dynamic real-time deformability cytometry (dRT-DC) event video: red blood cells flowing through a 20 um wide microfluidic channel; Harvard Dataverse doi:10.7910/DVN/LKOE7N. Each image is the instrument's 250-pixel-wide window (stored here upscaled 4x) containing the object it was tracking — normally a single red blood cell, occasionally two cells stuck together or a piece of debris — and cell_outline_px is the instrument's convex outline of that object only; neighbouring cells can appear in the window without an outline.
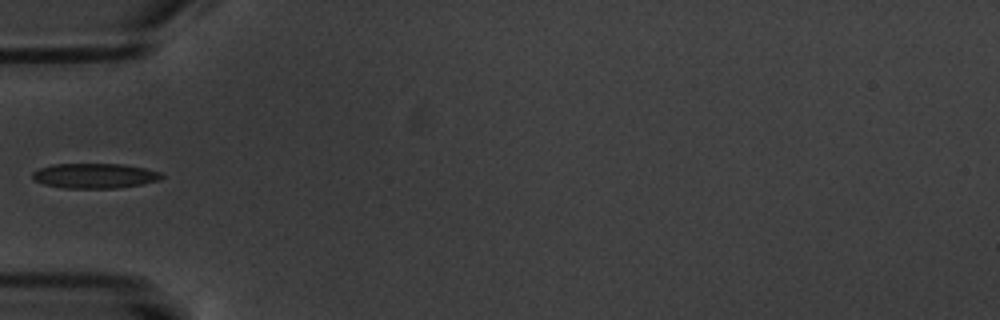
{"species": "common noctule bat (a hibernating species)", "species_latin": "Nyctalus noctula", "temperature_condition": "warm", "stored_images_in_passage": 5, "camera_frame_rate_fps": 3000, "um_per_image_px": 0.085, "animal": {"sex": "male", "body_mass_g": 20.1, "forearm_length_mm": 53.5}, "frame": {"image": 1, "passage_image": 4, "time_ms": 4.667, "image_size_px": [1000, 320], "cell_outline_px": [[164, 176], [160, 180], [140, 184], [116, 188], [64, 188], [44, 184], [32, 180], [32, 172], [40, 168], [52, 164], [124, 164], [144, 168], [160, 172]], "centroid_in_image_um": [8.02, 14.94], "position_along_channel_um": 77.0, "area_um2": 18.79}}